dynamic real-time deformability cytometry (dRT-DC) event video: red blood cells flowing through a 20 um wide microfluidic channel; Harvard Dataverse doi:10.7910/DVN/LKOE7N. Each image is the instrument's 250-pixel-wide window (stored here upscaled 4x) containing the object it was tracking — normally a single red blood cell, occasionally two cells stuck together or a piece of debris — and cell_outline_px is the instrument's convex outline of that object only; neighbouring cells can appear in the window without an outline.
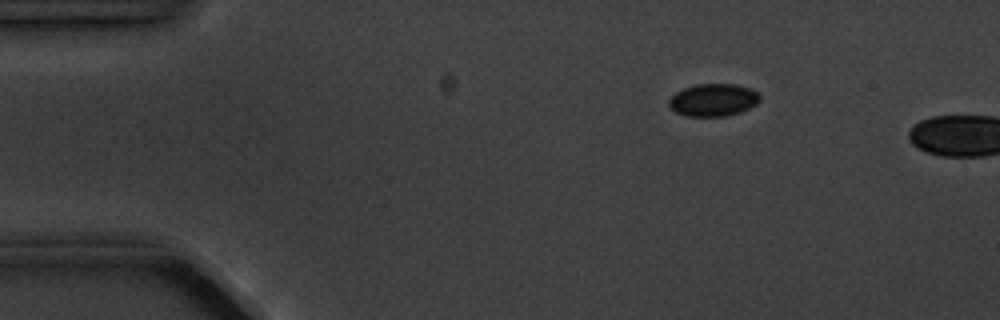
{"species": "common noctule bat (a hibernating species)", "species_latin": "Nyctalus noctula", "temperature_condition": "cold", "stored_images_in_passage": 3, "camera_frame_rate_fps": 3000, "um_per_image_px": 0.085, "animal": {"sex": "male", "body_mass_g": 20.1, "forearm_length_mm": 53.5}, "frame": {"image": 1, "passage_image": 2, "time_ms": 2.0, "image_size_px": [1000, 320], "cell_outline_px": [[760, 100], [756, 104], [740, 112], [724, 116], [688, 116], [676, 112], [668, 104], [668, 100], [676, 92], [684, 88], [696, 84], [736, 84], [752, 88], [760, 96]], "centroid_in_image_um": [60.64, 8.48], "position_along_channel_um": 24.4, "area_um2": 17.17}}